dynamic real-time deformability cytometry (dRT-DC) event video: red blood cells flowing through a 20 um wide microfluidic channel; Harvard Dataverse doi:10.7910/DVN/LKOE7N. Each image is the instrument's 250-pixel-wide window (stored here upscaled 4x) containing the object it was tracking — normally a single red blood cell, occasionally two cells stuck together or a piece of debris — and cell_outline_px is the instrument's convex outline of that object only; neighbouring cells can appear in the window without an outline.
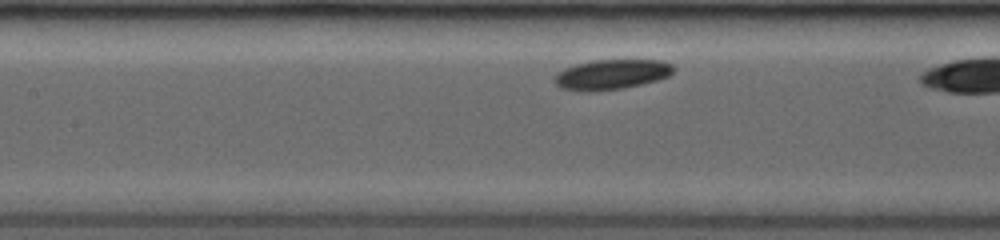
{"species": "common noctule bat (a hibernating species)", "species_latin": "Nyctalus noctula", "temperature_condition": "room temperature", "stored_images_in_passage": 9, "camera_frame_rate_fps": 3500, "um_per_image_px": 0.085, "animal": {"sex": "female", "body_mass_g": 19.0, "forearm_length_mm": 53.3}, "frame": {"image": 1, "passage_image": 4, "time_ms": 0.857, "image_size_px": [1000, 240], "cell_outline_px": [[676, 68], [668, 76], [656, 80], [624, 88], [596, 92], [584, 92], [560, 88], [552, 80], [556, 72], [564, 68], [576, 64], [592, 60], [664, 60], [672, 64]], "centroid_in_image_um": [51.94, 6.33], "position_along_channel_um": 155.5, "area_um2": 21.15}}
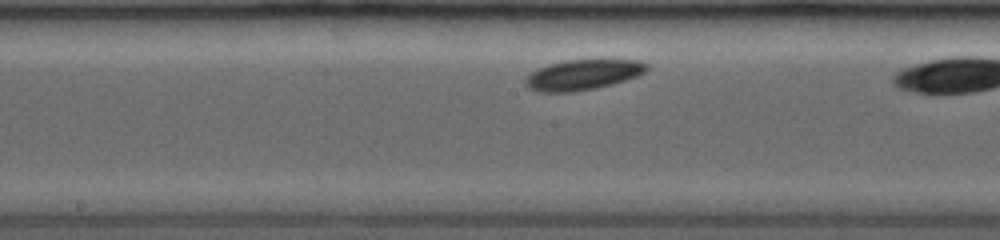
{"frame": {"image": 2, "passage_image": 8, "time_ms": 2.0, "image_size_px": [1000, 240], "cell_outline_px": [[648, 68], [644, 72], [636, 76], [612, 84], [596, 88], [572, 92], [540, 92], [528, 88], [524, 84], [524, 80], [532, 72], [548, 64], [564, 60], [640, 60], [648, 64]], "centroid_in_image_um": [49.52, 6.35], "position_along_channel_um": 198.7, "area_um2": 21.33}}